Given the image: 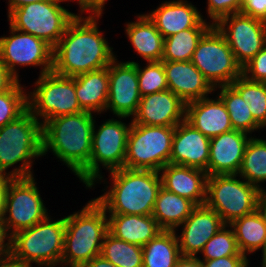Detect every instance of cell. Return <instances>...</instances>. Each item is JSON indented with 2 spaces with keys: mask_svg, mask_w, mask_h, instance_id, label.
<instances>
[{
  "mask_svg": "<svg viewBox=\"0 0 266 267\" xmlns=\"http://www.w3.org/2000/svg\"><path fill=\"white\" fill-rule=\"evenodd\" d=\"M102 14H78L67 26L64 35L53 47L52 71L62 76L108 67L116 56L97 23Z\"/></svg>",
  "mask_w": 266,
  "mask_h": 267,
  "instance_id": "1",
  "label": "cell"
},
{
  "mask_svg": "<svg viewBox=\"0 0 266 267\" xmlns=\"http://www.w3.org/2000/svg\"><path fill=\"white\" fill-rule=\"evenodd\" d=\"M92 112L59 116L42 125V155L50 150L78 175L88 164L92 149Z\"/></svg>",
  "mask_w": 266,
  "mask_h": 267,
  "instance_id": "2",
  "label": "cell"
},
{
  "mask_svg": "<svg viewBox=\"0 0 266 267\" xmlns=\"http://www.w3.org/2000/svg\"><path fill=\"white\" fill-rule=\"evenodd\" d=\"M110 189L94 198L109 214L152 215L159 189L160 173L154 170L121 168L109 172Z\"/></svg>",
  "mask_w": 266,
  "mask_h": 267,
  "instance_id": "3",
  "label": "cell"
},
{
  "mask_svg": "<svg viewBox=\"0 0 266 267\" xmlns=\"http://www.w3.org/2000/svg\"><path fill=\"white\" fill-rule=\"evenodd\" d=\"M107 214L92 199L79 212L65 217L61 267H82L101 254L102 243L108 232Z\"/></svg>",
  "mask_w": 266,
  "mask_h": 267,
  "instance_id": "4",
  "label": "cell"
},
{
  "mask_svg": "<svg viewBox=\"0 0 266 267\" xmlns=\"http://www.w3.org/2000/svg\"><path fill=\"white\" fill-rule=\"evenodd\" d=\"M42 155V124L27 109L0 128V174L8 178L33 177V159ZM33 158V159H32ZM21 162L18 168L6 172Z\"/></svg>",
  "mask_w": 266,
  "mask_h": 267,
  "instance_id": "5",
  "label": "cell"
},
{
  "mask_svg": "<svg viewBox=\"0 0 266 267\" xmlns=\"http://www.w3.org/2000/svg\"><path fill=\"white\" fill-rule=\"evenodd\" d=\"M65 218L51 221L49 215L34 226L12 235L11 255L32 267L61 266Z\"/></svg>",
  "mask_w": 266,
  "mask_h": 267,
  "instance_id": "6",
  "label": "cell"
},
{
  "mask_svg": "<svg viewBox=\"0 0 266 267\" xmlns=\"http://www.w3.org/2000/svg\"><path fill=\"white\" fill-rule=\"evenodd\" d=\"M131 125L132 121L127 125L120 119L112 118L96 129L94 122L90 161L77 175L86 187L92 188L96 181L103 178L100 173L101 165L108 171L124 167L127 139Z\"/></svg>",
  "mask_w": 266,
  "mask_h": 267,
  "instance_id": "7",
  "label": "cell"
},
{
  "mask_svg": "<svg viewBox=\"0 0 266 267\" xmlns=\"http://www.w3.org/2000/svg\"><path fill=\"white\" fill-rule=\"evenodd\" d=\"M36 184L34 177L8 178L5 183L0 217L11 236L48 216Z\"/></svg>",
  "mask_w": 266,
  "mask_h": 267,
  "instance_id": "8",
  "label": "cell"
},
{
  "mask_svg": "<svg viewBox=\"0 0 266 267\" xmlns=\"http://www.w3.org/2000/svg\"><path fill=\"white\" fill-rule=\"evenodd\" d=\"M237 176H207L205 205L216 211L226 225L253 213L257 207L259 187L240 180Z\"/></svg>",
  "mask_w": 266,
  "mask_h": 267,
  "instance_id": "9",
  "label": "cell"
},
{
  "mask_svg": "<svg viewBox=\"0 0 266 267\" xmlns=\"http://www.w3.org/2000/svg\"><path fill=\"white\" fill-rule=\"evenodd\" d=\"M68 0H48L25 4L8 14L13 28L41 38L54 47L68 24L77 16L61 6Z\"/></svg>",
  "mask_w": 266,
  "mask_h": 267,
  "instance_id": "10",
  "label": "cell"
},
{
  "mask_svg": "<svg viewBox=\"0 0 266 267\" xmlns=\"http://www.w3.org/2000/svg\"><path fill=\"white\" fill-rule=\"evenodd\" d=\"M36 88L27 94L28 110L44 125L59 116L77 114L84 111L78 102L75 80L53 71L39 75Z\"/></svg>",
  "mask_w": 266,
  "mask_h": 267,
  "instance_id": "11",
  "label": "cell"
},
{
  "mask_svg": "<svg viewBox=\"0 0 266 267\" xmlns=\"http://www.w3.org/2000/svg\"><path fill=\"white\" fill-rule=\"evenodd\" d=\"M175 127L132 123L124 168L160 171L170 163Z\"/></svg>",
  "mask_w": 266,
  "mask_h": 267,
  "instance_id": "12",
  "label": "cell"
},
{
  "mask_svg": "<svg viewBox=\"0 0 266 267\" xmlns=\"http://www.w3.org/2000/svg\"><path fill=\"white\" fill-rule=\"evenodd\" d=\"M191 62L214 88L231 85L242 76L241 65L214 25L199 40Z\"/></svg>",
  "mask_w": 266,
  "mask_h": 267,
  "instance_id": "13",
  "label": "cell"
},
{
  "mask_svg": "<svg viewBox=\"0 0 266 267\" xmlns=\"http://www.w3.org/2000/svg\"><path fill=\"white\" fill-rule=\"evenodd\" d=\"M10 36L0 37V62L19 81L16 65L41 66L40 75L52 71L53 47L41 38L19 31L11 25Z\"/></svg>",
  "mask_w": 266,
  "mask_h": 267,
  "instance_id": "14",
  "label": "cell"
},
{
  "mask_svg": "<svg viewBox=\"0 0 266 267\" xmlns=\"http://www.w3.org/2000/svg\"><path fill=\"white\" fill-rule=\"evenodd\" d=\"M214 26L225 37L241 67L265 47L266 22L259 19L235 13L223 17Z\"/></svg>",
  "mask_w": 266,
  "mask_h": 267,
  "instance_id": "15",
  "label": "cell"
},
{
  "mask_svg": "<svg viewBox=\"0 0 266 267\" xmlns=\"http://www.w3.org/2000/svg\"><path fill=\"white\" fill-rule=\"evenodd\" d=\"M117 62L115 58L109 65V95L105 111L111 110L120 119L132 118L141 100L137 62Z\"/></svg>",
  "mask_w": 266,
  "mask_h": 267,
  "instance_id": "16",
  "label": "cell"
},
{
  "mask_svg": "<svg viewBox=\"0 0 266 267\" xmlns=\"http://www.w3.org/2000/svg\"><path fill=\"white\" fill-rule=\"evenodd\" d=\"M186 120V104L169 89L141 96L132 123L175 127Z\"/></svg>",
  "mask_w": 266,
  "mask_h": 267,
  "instance_id": "17",
  "label": "cell"
},
{
  "mask_svg": "<svg viewBox=\"0 0 266 267\" xmlns=\"http://www.w3.org/2000/svg\"><path fill=\"white\" fill-rule=\"evenodd\" d=\"M220 215L205 204L196 206L182 226L181 235H177L181 256L197 257L207 243L223 226Z\"/></svg>",
  "mask_w": 266,
  "mask_h": 267,
  "instance_id": "18",
  "label": "cell"
},
{
  "mask_svg": "<svg viewBox=\"0 0 266 267\" xmlns=\"http://www.w3.org/2000/svg\"><path fill=\"white\" fill-rule=\"evenodd\" d=\"M210 138L186 120L175 126L170 164L205 170L208 176Z\"/></svg>",
  "mask_w": 266,
  "mask_h": 267,
  "instance_id": "19",
  "label": "cell"
},
{
  "mask_svg": "<svg viewBox=\"0 0 266 267\" xmlns=\"http://www.w3.org/2000/svg\"><path fill=\"white\" fill-rule=\"evenodd\" d=\"M248 135L233 129L210 138L208 176L238 174L251 138Z\"/></svg>",
  "mask_w": 266,
  "mask_h": 267,
  "instance_id": "20",
  "label": "cell"
},
{
  "mask_svg": "<svg viewBox=\"0 0 266 267\" xmlns=\"http://www.w3.org/2000/svg\"><path fill=\"white\" fill-rule=\"evenodd\" d=\"M192 3L186 0L164 1L146 14L164 38L190 28H211Z\"/></svg>",
  "mask_w": 266,
  "mask_h": 267,
  "instance_id": "21",
  "label": "cell"
},
{
  "mask_svg": "<svg viewBox=\"0 0 266 267\" xmlns=\"http://www.w3.org/2000/svg\"><path fill=\"white\" fill-rule=\"evenodd\" d=\"M168 89L185 104L207 97L215 89L191 61L163 62Z\"/></svg>",
  "mask_w": 266,
  "mask_h": 267,
  "instance_id": "22",
  "label": "cell"
},
{
  "mask_svg": "<svg viewBox=\"0 0 266 267\" xmlns=\"http://www.w3.org/2000/svg\"><path fill=\"white\" fill-rule=\"evenodd\" d=\"M159 173H161L162 187L166 190L189 199L196 206L205 204L207 181L205 170L168 163Z\"/></svg>",
  "mask_w": 266,
  "mask_h": 267,
  "instance_id": "23",
  "label": "cell"
},
{
  "mask_svg": "<svg viewBox=\"0 0 266 267\" xmlns=\"http://www.w3.org/2000/svg\"><path fill=\"white\" fill-rule=\"evenodd\" d=\"M204 97L186 104V121L206 137L212 138L233 130L222 99Z\"/></svg>",
  "mask_w": 266,
  "mask_h": 267,
  "instance_id": "24",
  "label": "cell"
},
{
  "mask_svg": "<svg viewBox=\"0 0 266 267\" xmlns=\"http://www.w3.org/2000/svg\"><path fill=\"white\" fill-rule=\"evenodd\" d=\"M108 231L118 239L143 247L162 229L152 215L109 214Z\"/></svg>",
  "mask_w": 266,
  "mask_h": 267,
  "instance_id": "25",
  "label": "cell"
},
{
  "mask_svg": "<svg viewBox=\"0 0 266 267\" xmlns=\"http://www.w3.org/2000/svg\"><path fill=\"white\" fill-rule=\"evenodd\" d=\"M80 107L84 111L101 114L109 95V66L73 76Z\"/></svg>",
  "mask_w": 266,
  "mask_h": 267,
  "instance_id": "26",
  "label": "cell"
},
{
  "mask_svg": "<svg viewBox=\"0 0 266 267\" xmlns=\"http://www.w3.org/2000/svg\"><path fill=\"white\" fill-rule=\"evenodd\" d=\"M136 22L126 23L125 33L135 51L147 62L162 61L164 37L146 14H139Z\"/></svg>",
  "mask_w": 266,
  "mask_h": 267,
  "instance_id": "27",
  "label": "cell"
},
{
  "mask_svg": "<svg viewBox=\"0 0 266 267\" xmlns=\"http://www.w3.org/2000/svg\"><path fill=\"white\" fill-rule=\"evenodd\" d=\"M196 205L187 198L161 187L158 191L152 217L162 230H173L186 220Z\"/></svg>",
  "mask_w": 266,
  "mask_h": 267,
  "instance_id": "28",
  "label": "cell"
},
{
  "mask_svg": "<svg viewBox=\"0 0 266 267\" xmlns=\"http://www.w3.org/2000/svg\"><path fill=\"white\" fill-rule=\"evenodd\" d=\"M142 249V267H174L181 257L177 234L173 230H162Z\"/></svg>",
  "mask_w": 266,
  "mask_h": 267,
  "instance_id": "29",
  "label": "cell"
},
{
  "mask_svg": "<svg viewBox=\"0 0 266 267\" xmlns=\"http://www.w3.org/2000/svg\"><path fill=\"white\" fill-rule=\"evenodd\" d=\"M235 234L237 245L242 254L256 252L262 248L266 254V226L257 211L234 220L229 224Z\"/></svg>",
  "mask_w": 266,
  "mask_h": 267,
  "instance_id": "30",
  "label": "cell"
},
{
  "mask_svg": "<svg viewBox=\"0 0 266 267\" xmlns=\"http://www.w3.org/2000/svg\"><path fill=\"white\" fill-rule=\"evenodd\" d=\"M216 88L221 91L218 96L226 106L234 130L250 135V133L262 129L249 110L250 103H245L240 93L232 85H223Z\"/></svg>",
  "mask_w": 266,
  "mask_h": 267,
  "instance_id": "31",
  "label": "cell"
},
{
  "mask_svg": "<svg viewBox=\"0 0 266 267\" xmlns=\"http://www.w3.org/2000/svg\"><path fill=\"white\" fill-rule=\"evenodd\" d=\"M237 175L262 189L260 183L266 181V140L251 136Z\"/></svg>",
  "mask_w": 266,
  "mask_h": 267,
  "instance_id": "32",
  "label": "cell"
},
{
  "mask_svg": "<svg viewBox=\"0 0 266 267\" xmlns=\"http://www.w3.org/2000/svg\"><path fill=\"white\" fill-rule=\"evenodd\" d=\"M209 29L190 28L164 38L162 61H191L199 40Z\"/></svg>",
  "mask_w": 266,
  "mask_h": 267,
  "instance_id": "33",
  "label": "cell"
},
{
  "mask_svg": "<svg viewBox=\"0 0 266 267\" xmlns=\"http://www.w3.org/2000/svg\"><path fill=\"white\" fill-rule=\"evenodd\" d=\"M104 259L118 267H142L143 249L113 236L109 231L104 237L101 254Z\"/></svg>",
  "mask_w": 266,
  "mask_h": 267,
  "instance_id": "34",
  "label": "cell"
},
{
  "mask_svg": "<svg viewBox=\"0 0 266 267\" xmlns=\"http://www.w3.org/2000/svg\"><path fill=\"white\" fill-rule=\"evenodd\" d=\"M231 85L240 93L244 102H249V110L254 120L262 127L266 126V83L250 81L243 75Z\"/></svg>",
  "mask_w": 266,
  "mask_h": 267,
  "instance_id": "35",
  "label": "cell"
},
{
  "mask_svg": "<svg viewBox=\"0 0 266 267\" xmlns=\"http://www.w3.org/2000/svg\"><path fill=\"white\" fill-rule=\"evenodd\" d=\"M25 91L20 82L16 81L8 90L0 94V128L17 119L28 109Z\"/></svg>",
  "mask_w": 266,
  "mask_h": 267,
  "instance_id": "36",
  "label": "cell"
},
{
  "mask_svg": "<svg viewBox=\"0 0 266 267\" xmlns=\"http://www.w3.org/2000/svg\"><path fill=\"white\" fill-rule=\"evenodd\" d=\"M228 227V229H226ZM229 227L231 229H229ZM203 260H213L226 256L244 255L240 252L234 230L230 225L223 226L210 238L202 251Z\"/></svg>",
  "mask_w": 266,
  "mask_h": 267,
  "instance_id": "37",
  "label": "cell"
},
{
  "mask_svg": "<svg viewBox=\"0 0 266 267\" xmlns=\"http://www.w3.org/2000/svg\"><path fill=\"white\" fill-rule=\"evenodd\" d=\"M148 64V65H147ZM145 68L137 63L138 87L141 96L168 89L163 61L147 62Z\"/></svg>",
  "mask_w": 266,
  "mask_h": 267,
  "instance_id": "38",
  "label": "cell"
},
{
  "mask_svg": "<svg viewBox=\"0 0 266 267\" xmlns=\"http://www.w3.org/2000/svg\"><path fill=\"white\" fill-rule=\"evenodd\" d=\"M243 0H207V15L215 25L220 19L230 14L240 13Z\"/></svg>",
  "mask_w": 266,
  "mask_h": 267,
  "instance_id": "39",
  "label": "cell"
},
{
  "mask_svg": "<svg viewBox=\"0 0 266 267\" xmlns=\"http://www.w3.org/2000/svg\"><path fill=\"white\" fill-rule=\"evenodd\" d=\"M242 75L250 81L266 83L265 47L242 67Z\"/></svg>",
  "mask_w": 266,
  "mask_h": 267,
  "instance_id": "40",
  "label": "cell"
},
{
  "mask_svg": "<svg viewBox=\"0 0 266 267\" xmlns=\"http://www.w3.org/2000/svg\"><path fill=\"white\" fill-rule=\"evenodd\" d=\"M204 267H248L249 259L245 255H233L213 260H201Z\"/></svg>",
  "mask_w": 266,
  "mask_h": 267,
  "instance_id": "41",
  "label": "cell"
},
{
  "mask_svg": "<svg viewBox=\"0 0 266 267\" xmlns=\"http://www.w3.org/2000/svg\"><path fill=\"white\" fill-rule=\"evenodd\" d=\"M240 13L266 22V0H243Z\"/></svg>",
  "mask_w": 266,
  "mask_h": 267,
  "instance_id": "42",
  "label": "cell"
},
{
  "mask_svg": "<svg viewBox=\"0 0 266 267\" xmlns=\"http://www.w3.org/2000/svg\"><path fill=\"white\" fill-rule=\"evenodd\" d=\"M11 239L12 236L0 217V260L11 256ZM5 240L8 242L5 243Z\"/></svg>",
  "mask_w": 266,
  "mask_h": 267,
  "instance_id": "43",
  "label": "cell"
},
{
  "mask_svg": "<svg viewBox=\"0 0 266 267\" xmlns=\"http://www.w3.org/2000/svg\"><path fill=\"white\" fill-rule=\"evenodd\" d=\"M68 1L71 2L72 0ZM106 1L107 0H77L76 2H78L80 6V13L82 15V13L88 12L89 10L91 14H102Z\"/></svg>",
  "mask_w": 266,
  "mask_h": 267,
  "instance_id": "44",
  "label": "cell"
},
{
  "mask_svg": "<svg viewBox=\"0 0 266 267\" xmlns=\"http://www.w3.org/2000/svg\"><path fill=\"white\" fill-rule=\"evenodd\" d=\"M16 81L0 62V94L8 90Z\"/></svg>",
  "mask_w": 266,
  "mask_h": 267,
  "instance_id": "45",
  "label": "cell"
},
{
  "mask_svg": "<svg viewBox=\"0 0 266 267\" xmlns=\"http://www.w3.org/2000/svg\"><path fill=\"white\" fill-rule=\"evenodd\" d=\"M174 267H204L201 259L192 256H181Z\"/></svg>",
  "mask_w": 266,
  "mask_h": 267,
  "instance_id": "46",
  "label": "cell"
},
{
  "mask_svg": "<svg viewBox=\"0 0 266 267\" xmlns=\"http://www.w3.org/2000/svg\"><path fill=\"white\" fill-rule=\"evenodd\" d=\"M256 211L260 214L266 226V190L263 188L260 189L257 197Z\"/></svg>",
  "mask_w": 266,
  "mask_h": 267,
  "instance_id": "47",
  "label": "cell"
},
{
  "mask_svg": "<svg viewBox=\"0 0 266 267\" xmlns=\"http://www.w3.org/2000/svg\"><path fill=\"white\" fill-rule=\"evenodd\" d=\"M82 267H118L108 260L104 259L101 255L94 257L91 261L84 264Z\"/></svg>",
  "mask_w": 266,
  "mask_h": 267,
  "instance_id": "48",
  "label": "cell"
},
{
  "mask_svg": "<svg viewBox=\"0 0 266 267\" xmlns=\"http://www.w3.org/2000/svg\"><path fill=\"white\" fill-rule=\"evenodd\" d=\"M0 267H30L24 261L14 258L12 255L0 260Z\"/></svg>",
  "mask_w": 266,
  "mask_h": 267,
  "instance_id": "49",
  "label": "cell"
},
{
  "mask_svg": "<svg viewBox=\"0 0 266 267\" xmlns=\"http://www.w3.org/2000/svg\"><path fill=\"white\" fill-rule=\"evenodd\" d=\"M7 180H8L7 176L0 174V211L2 208L3 190H4V186Z\"/></svg>",
  "mask_w": 266,
  "mask_h": 267,
  "instance_id": "50",
  "label": "cell"
},
{
  "mask_svg": "<svg viewBox=\"0 0 266 267\" xmlns=\"http://www.w3.org/2000/svg\"><path fill=\"white\" fill-rule=\"evenodd\" d=\"M262 265H261V267H266V254H262Z\"/></svg>",
  "mask_w": 266,
  "mask_h": 267,
  "instance_id": "51",
  "label": "cell"
}]
</instances>
